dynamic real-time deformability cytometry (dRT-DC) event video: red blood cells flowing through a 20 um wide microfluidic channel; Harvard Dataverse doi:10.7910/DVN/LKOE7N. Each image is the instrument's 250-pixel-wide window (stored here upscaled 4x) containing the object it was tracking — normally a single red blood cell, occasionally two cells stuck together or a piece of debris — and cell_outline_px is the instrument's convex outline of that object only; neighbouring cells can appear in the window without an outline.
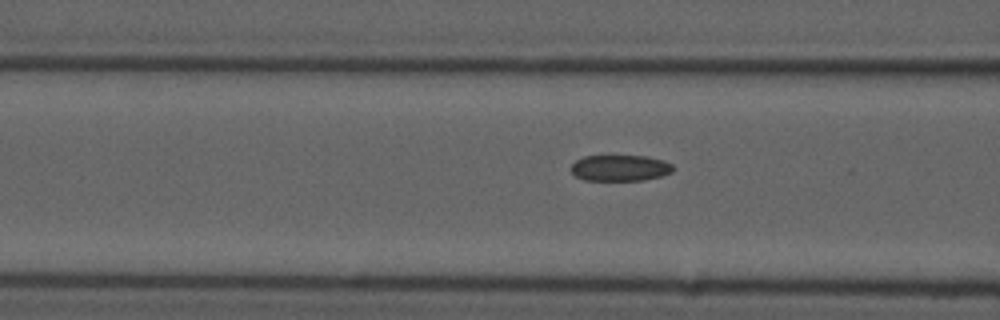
{"species": "common noctule bat (a hibernating species)", "species_latin": "Nyctalus noctula", "temperature_condition": "cold", "stored_images_in_passage": 17, "camera_frame_rate_fps": 3000, "um_per_image_px": 0.085, "animal": {"sex": "male", "forearm_length_mm": 52.5}, "frame": {"image": 1, "passage_image": 15, "time_ms": 4.667, "image_size_px": [1000, 320], "cell_outline_px": [[676, 168], [672, 172], [660, 176], [644, 180], [584, 180], [576, 176], [572, 172], [572, 164], [576, 160], [584, 156], [648, 156], [664, 160], [672, 164]], "centroid_in_image_um": [52.75, 14.27], "position_along_channel_um": 113.9, "area_um2": 15.55}}